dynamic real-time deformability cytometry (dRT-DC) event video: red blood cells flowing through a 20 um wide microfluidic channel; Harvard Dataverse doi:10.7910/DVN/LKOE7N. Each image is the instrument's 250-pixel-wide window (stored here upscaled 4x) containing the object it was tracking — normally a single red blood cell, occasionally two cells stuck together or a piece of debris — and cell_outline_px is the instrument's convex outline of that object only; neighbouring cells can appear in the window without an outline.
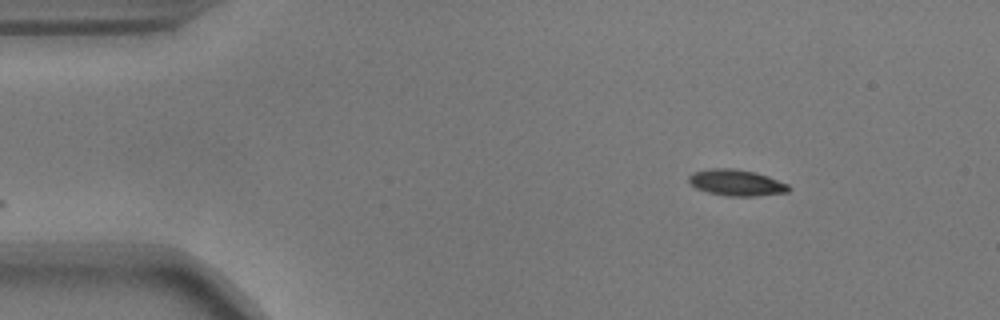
{"species": "common noctule bat (a hibernating species)", "species_latin": "Nyctalus noctula", "temperature_condition": "warm", "stored_images_in_passage": 49, "camera_frame_rate_fps": 3000, "um_per_image_px": 0.085, "animal": {"sex": "male", "body_mass_g": 17.9}, "frame": {"image": 1, "passage_image": 1, "time_ms": 0.0, "image_size_px": [1000, 320], "cell_outline_px": [[792, 188], [788, 192], [756, 196], [724, 196], [708, 192], [696, 188], [688, 180], [688, 176], [692, 172], [708, 168], [732, 168], [756, 172], [768, 176], [788, 184]], "centroid_in_image_um": [62.59, 15.52], "position_along_channel_um": 22.4, "area_um2": 15.43}}
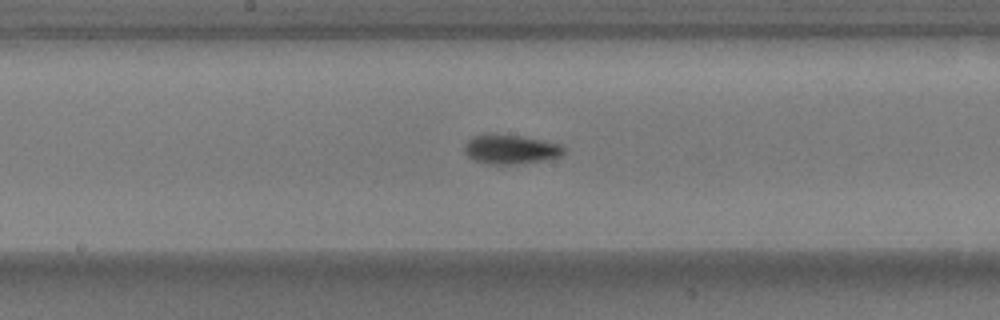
{"frame": {"image": 2, "passage_image": 22, "time_ms": 7.0, "image_size_px": [1000, 320], "cell_outline_px": [[564, 152], [560, 156], [544, 160], [516, 164], [484, 164], [468, 156], [464, 152], [464, 144], [472, 136], [484, 132], [492, 132], [524, 136], [544, 140], [560, 144], [564, 148]], "centroid_in_image_um": [43.35, 12.65], "position_along_channel_um": 204.9, "area_um2": 17.46}}
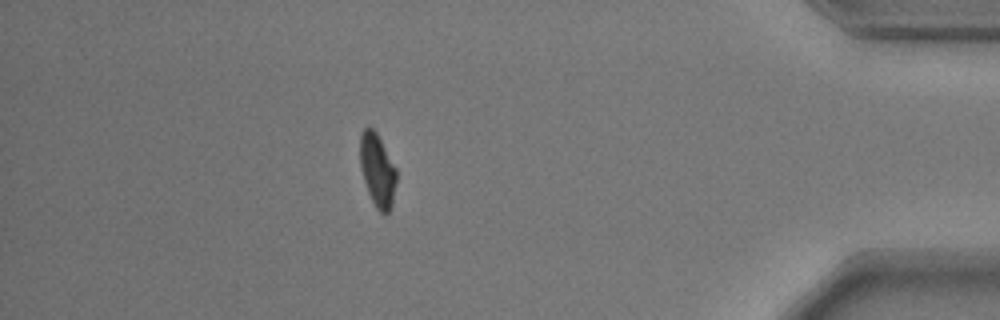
{"frame": {"image": 3, "passage_image": 42, "time_ms": 13.667, "image_size_px": [1000, 320], "cell_outline_px": [[396, 180], [392, 208], [384, 216], [376, 208], [368, 192], [360, 168], [360, 132], [368, 124], [376, 132], [396, 168]], "centroid_in_image_um": [32.07, 14.47], "position_along_channel_um": 403.1, "area_um2": 15.61}, "authors_computed_cell_mechanics": {"area_um2": 15.7216, "velocity_mm_per_s": 3.6544, "shape_relaxation_time_tau1_ms": 3.3, "shape_relaxation_time_tau2_ms": 2.3408, "deformation_change_tau1": 0.1321, "deformation_change_tau2": 0.0649}}